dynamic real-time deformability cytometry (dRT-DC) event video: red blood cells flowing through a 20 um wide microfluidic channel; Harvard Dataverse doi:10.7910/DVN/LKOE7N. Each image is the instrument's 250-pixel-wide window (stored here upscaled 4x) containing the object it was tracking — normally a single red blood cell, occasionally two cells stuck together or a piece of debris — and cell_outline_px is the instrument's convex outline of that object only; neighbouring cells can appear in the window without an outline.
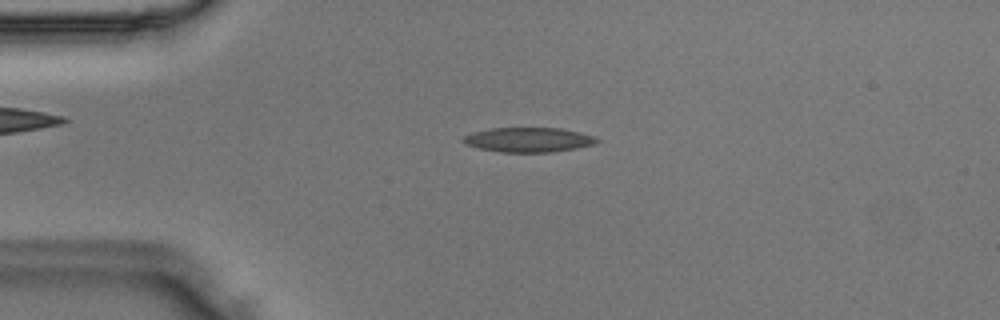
{"species": "Egyptian fruit bat (a non-hibernating species)", "species_latin": "Rousettus aegyptiacus", "temperature_condition": "room temperature", "stored_images_in_passage": 41, "camera_frame_rate_fps": 3000, "um_per_image_px": 0.085, "animal": {"sex": "male"}, "frame": {"image": 1, "passage_image": 5, "time_ms": 1.333, "image_size_px": [1000, 320], "cell_outline_px": [[600, 140], [592, 144], [576, 148], [552, 152], [500, 152], [480, 148], [464, 144], [460, 140], [464, 136], [472, 132], [488, 128], [560, 128], [580, 132], [596, 136]], "centroid_in_image_um": [44.89, 11.87], "position_along_channel_um": 40.1, "area_um2": 19.25}}
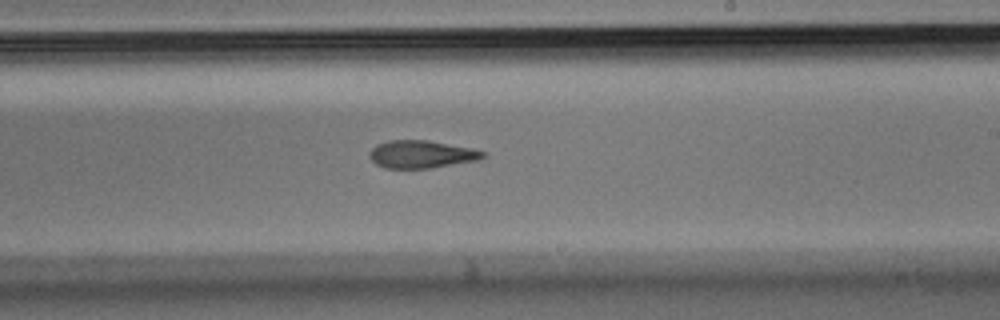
{"frame": {"image": 2, "passage_image": 22, "time_ms": 7.0, "image_size_px": [1000, 320], "cell_outline_px": [[488, 152], [484, 156], [476, 160], [428, 168], [384, 168], [376, 164], [368, 156], [368, 152], [376, 144], [388, 140], [428, 140], [472, 148]], "centroid_in_image_um": [35.78, 13.1], "position_along_channel_um": 253.2, "area_um2": 18.26}}
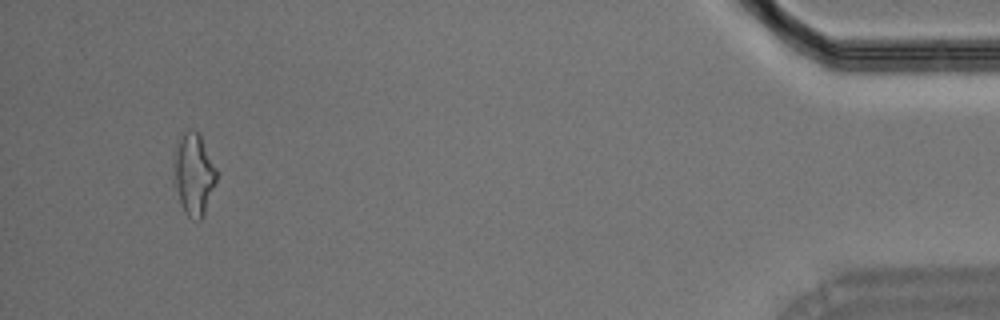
{"frame": {"image": 3, "passage_image": 39, "time_ms": 12.667, "image_size_px": [1000, 320], "cell_outline_px": [[216, 180], [204, 212], [200, 220], [192, 220], [184, 212], [172, 180], [172, 152], [184, 132], [188, 128], [192, 128], [200, 132], [216, 168]], "centroid_in_image_um": [16.41, 14.74], "position_along_channel_um": 418.8, "area_um2": 20.81}}